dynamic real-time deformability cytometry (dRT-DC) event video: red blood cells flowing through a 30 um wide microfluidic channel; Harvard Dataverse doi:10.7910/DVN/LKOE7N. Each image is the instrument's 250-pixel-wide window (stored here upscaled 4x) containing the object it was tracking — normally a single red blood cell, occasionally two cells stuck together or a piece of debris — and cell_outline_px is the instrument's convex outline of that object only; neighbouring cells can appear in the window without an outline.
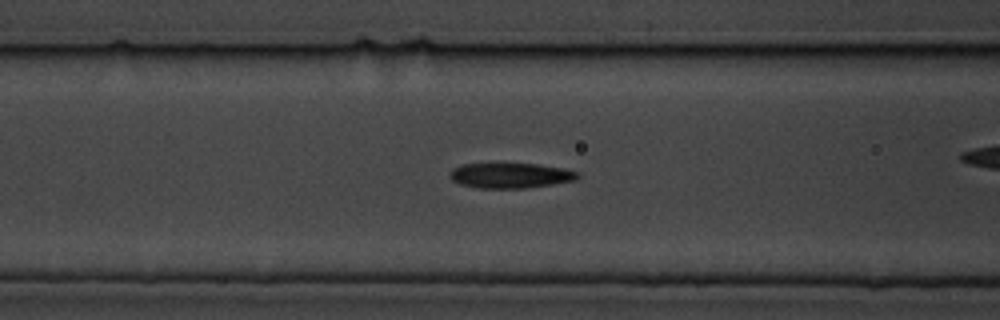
{"species": "common noctule bat (a hibernating species)", "species_latin": "Nyctalus noctula", "temperature_condition": "cold", "stored_images_in_passage": 47, "camera_frame_rate_fps": 3000, "um_per_image_px": 0.085, "animal": {"sex": "male", "body_mass_g": 19.5, "forearm_length_mm": 54.6}, "frame": {"image": 1, "passage_image": 11, "time_ms": 3.333, "image_size_px": [1000, 320], "cell_outline_px": [[580, 176], [576, 180], [528, 188], [476, 188], [460, 184], [452, 180], [448, 176], [452, 168], [460, 164], [536, 164], [564, 168], [580, 172]], "centroid_in_image_um": [43.38, 14.92], "position_along_channel_um": 123.2, "area_um2": 18.9}}
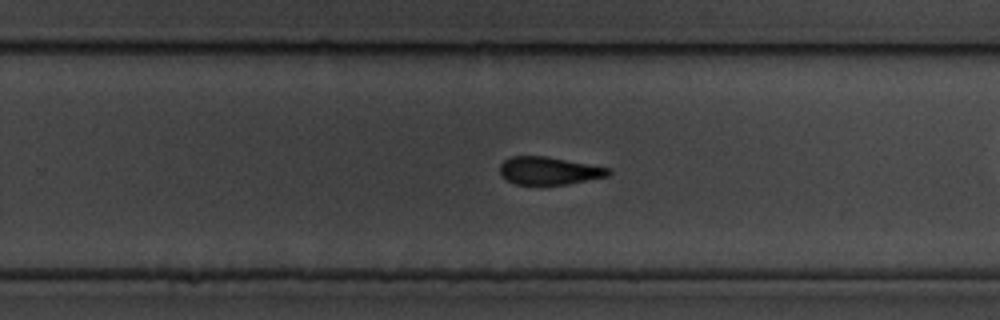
{"frame": {"image": 2, "passage_image": 25, "time_ms": 8.0, "image_size_px": [1000, 320], "cell_outline_px": [[612, 172], [608, 176], [568, 184], [516, 184], [504, 180], [500, 176], [500, 164], [504, 160], [512, 156], [544, 156], [612, 168]], "centroid_in_image_um": [46.65, 14.51], "position_along_channel_um": 283.1, "area_um2": 17.63}}
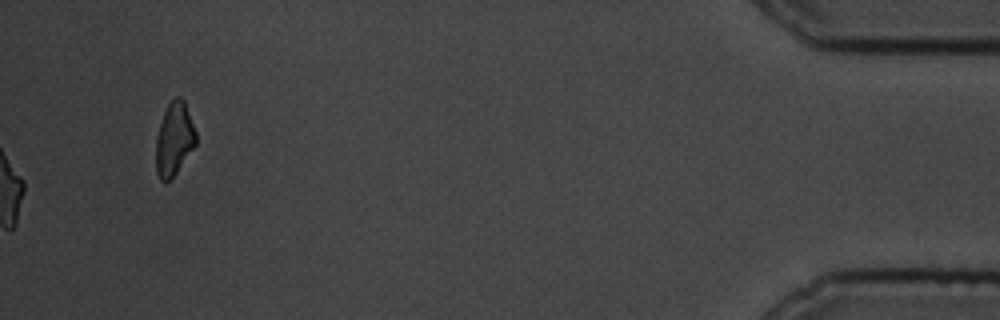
{"frame": {"image": 3, "passage_image": 47, "time_ms": 15.333, "image_size_px": [1000, 320], "cell_outline_px": [[196, 144], [176, 172], [168, 180], [160, 180], [156, 172], [156, 140], [160, 124], [164, 112], [168, 104], [176, 96], [180, 96], [184, 100], [196, 132]], "centroid_in_image_um": [14.8, 11.79], "position_along_channel_um": 420.4, "area_um2": 16.7}, "authors_computed_cell_mechanics": {"area_um2": 18.9584, "velocity_mm_per_s": 3.4338, "shape_relaxation_time_tau1_ms": 3.5035, "shape_relaxation_time_tau2_ms": 2.6521, "deformation_change_tau1": 0.1253, "deformation_change_tau2": 0.1013}}